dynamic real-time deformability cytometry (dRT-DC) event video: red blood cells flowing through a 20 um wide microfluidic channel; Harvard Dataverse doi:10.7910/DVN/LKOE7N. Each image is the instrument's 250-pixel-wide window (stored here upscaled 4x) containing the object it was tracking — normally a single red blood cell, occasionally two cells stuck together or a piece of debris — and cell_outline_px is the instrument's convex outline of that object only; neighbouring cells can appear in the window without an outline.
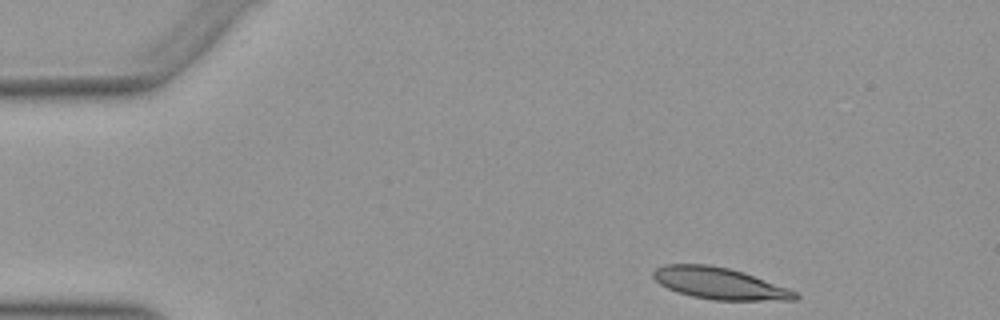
{"species": "Egyptian fruit bat (a non-hibernating species)", "species_latin": "Rousettus aegyptiacus", "temperature_condition": "warm", "stored_images_in_passage": 37, "camera_frame_rate_fps": 3000, "um_per_image_px": 0.085, "animal": {"sex": "female"}, "frame": {"image": 1, "passage_image": 1, "time_ms": 0.0, "image_size_px": [1000, 320], "cell_outline_px": [[800, 296], [796, 300], [712, 300], [692, 296], [676, 292], [660, 284], [652, 276], [652, 272], [656, 268], [664, 264], [708, 264], [732, 268], [744, 272], [788, 288], [796, 292]], "centroid_in_image_um": [61.15, 24.08], "position_along_channel_um": 23.8, "area_um2": 26.3}}
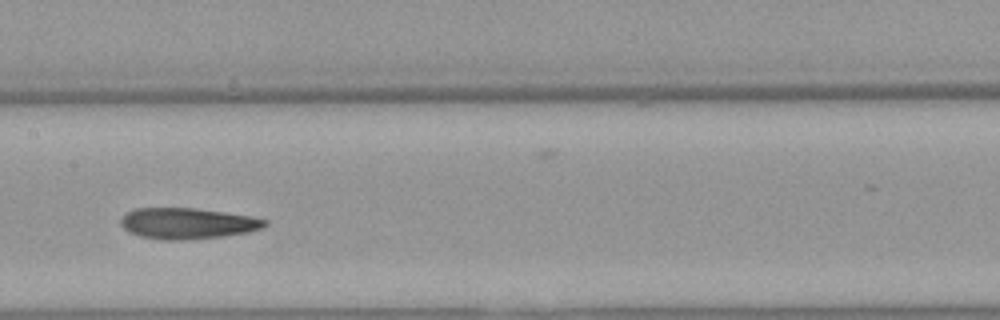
{"frame": {"image": 2, "passage_image": 20, "time_ms": 6.333, "image_size_px": [1000, 320], "cell_outline_px": [[268, 224], [264, 228], [248, 232], [224, 236], [184, 240], [164, 240], [140, 236], [128, 232], [120, 224], [120, 216], [124, 212], [136, 208], [196, 208], [252, 216], [268, 220]], "centroid_in_image_um": [15.92, 18.98], "position_along_channel_um": 191.5, "area_um2": 26.36}}
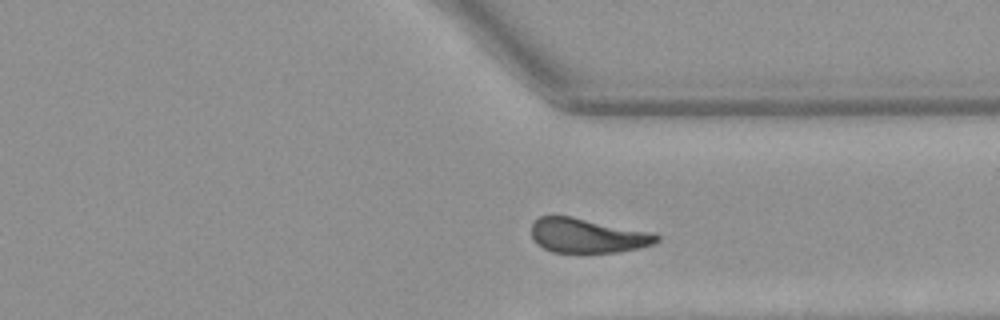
{"frame": {"image": 3, "passage_image": 33, "time_ms": 10.667, "image_size_px": [1000, 320], "cell_outline_px": [[660, 240], [652, 244], [640, 248], [620, 252], [552, 252], [536, 244], [532, 236], [532, 224], [540, 216], [572, 216], [652, 232], [660, 236]], "centroid_in_image_um": [49.95, 20.03], "position_along_channel_um": 361.4, "area_um2": 25.2}, "authors_computed_cell_mechanics": {"area_um2": 26.3568, "velocity_mm_per_s": 3.9303, "shape_relaxation_time_tau1_ms": null, "shape_relaxation_time_tau2_ms": 4.2148, "deformation_change_tau1": null, "deformation_change_tau2": 0.1247}}